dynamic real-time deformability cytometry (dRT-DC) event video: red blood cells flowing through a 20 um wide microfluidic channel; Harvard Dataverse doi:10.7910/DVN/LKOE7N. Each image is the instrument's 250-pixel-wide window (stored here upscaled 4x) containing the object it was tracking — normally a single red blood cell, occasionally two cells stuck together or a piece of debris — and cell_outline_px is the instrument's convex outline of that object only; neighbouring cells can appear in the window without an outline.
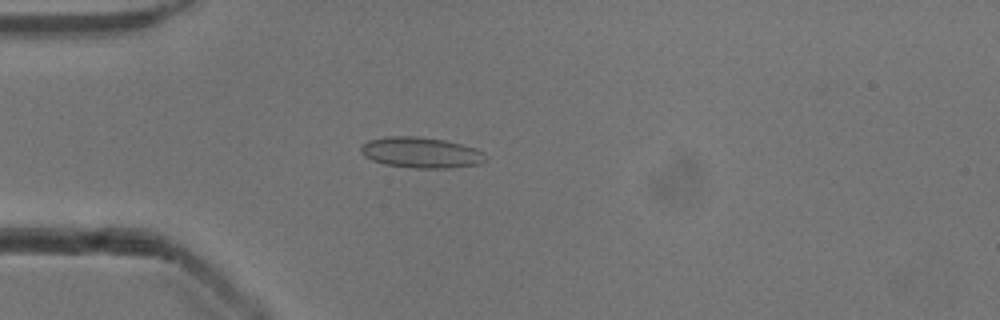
{"species": "common noctule bat (a hibernating species)", "species_latin": "Nyctalus noctula", "temperature_condition": "cold", "stored_images_in_passage": 52, "camera_frame_rate_fps": 3000, "um_per_image_px": 0.085, "animal": {"sex": "male", "body_mass_g": 13.3}, "frame": {"image": 1, "passage_image": 14, "time_ms": 4.333, "image_size_px": [1000, 320], "cell_outline_px": [[488, 160], [480, 164], [448, 168], [412, 168], [384, 164], [372, 160], [364, 156], [360, 152], [360, 148], [368, 140], [388, 136], [416, 136], [444, 140], [476, 148], [484, 152]], "centroid_in_image_um": [35.8, 12.97], "position_along_channel_um": 49.2, "area_um2": 22.48}}
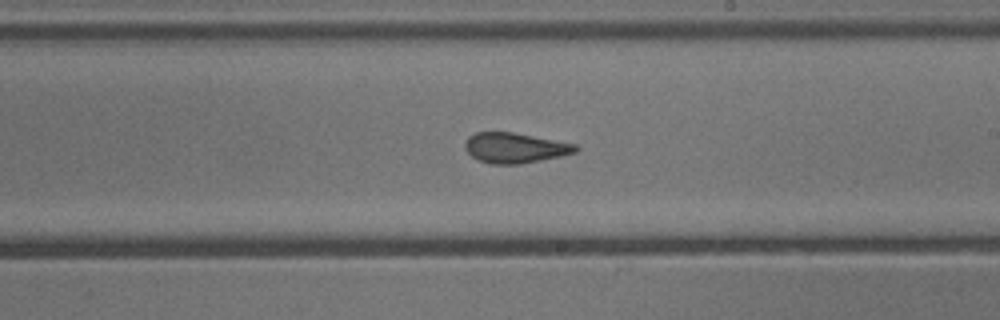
{"frame": {"image": 2, "passage_image": 30, "time_ms": 9.667, "image_size_px": [1000, 320], "cell_outline_px": [[580, 148], [576, 152], [560, 156], [520, 164], [492, 164], [480, 160], [472, 156], [464, 148], [464, 144], [468, 136], [476, 132], [512, 132], [576, 144]], "centroid_in_image_um": [43.76, 12.56], "position_along_channel_um": 245.2, "area_um2": 19.36}}
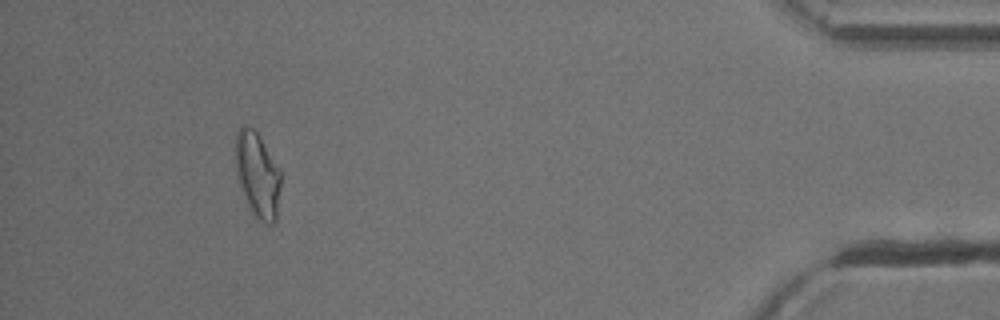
{"frame": {"image": 3, "passage_image": 48, "time_ms": 15.667, "image_size_px": [1000, 320], "cell_outline_px": [[280, 184], [276, 220], [272, 224], [268, 224], [260, 220], [252, 212], [240, 188], [236, 172], [236, 132], [244, 124], [252, 128], [260, 136], [280, 172]], "centroid_in_image_um": [21.87, 14.85], "position_along_channel_um": 413.3, "area_um2": 22.02}, "authors_computed_cell_mechanics": {"area_um2": 20.808, "velocity_mm_per_s": 3.9096, "shape_relaxation_time_tau1_ms": null, "shape_relaxation_time_tau2_ms": 1.2609, "deformation_change_tau1": null, "deformation_change_tau2": 0.0737}}